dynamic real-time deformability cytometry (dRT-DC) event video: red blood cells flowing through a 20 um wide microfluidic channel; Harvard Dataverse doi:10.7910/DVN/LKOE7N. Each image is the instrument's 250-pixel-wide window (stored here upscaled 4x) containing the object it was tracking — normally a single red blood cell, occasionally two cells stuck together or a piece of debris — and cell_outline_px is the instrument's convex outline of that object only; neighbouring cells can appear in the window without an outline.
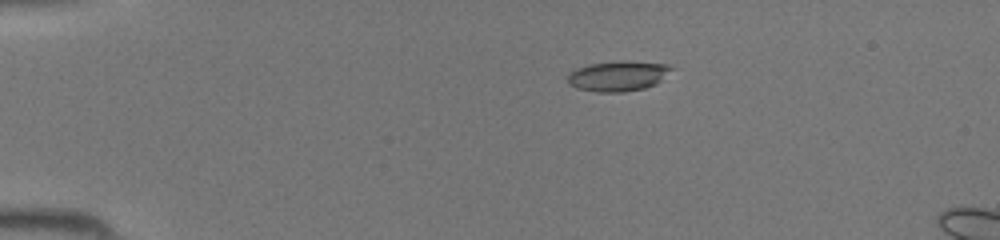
{"species": "common noctule bat (a hibernating species)", "species_latin": "Nyctalus noctula", "temperature_condition": "room temperature", "stored_images_in_passage": 16, "camera_frame_rate_fps": 3000, "um_per_image_px": 0.085, "animal": {"sex": "female", "body_mass_g": 19.5, "forearm_length_mm": 54.1}, "frame": {"image": 1, "passage_image": 10, "time_ms": 3.0, "image_size_px": [1000, 240], "cell_outline_px": [[676, 68], [656, 84], [644, 88], [620, 92], [596, 92], [576, 88], [568, 84], [568, 72], [576, 68], [588, 64], [620, 60], [628, 60], [668, 64]], "centroid_in_image_um": [52.54, 6.44], "position_along_channel_um": 32.5, "area_um2": 18.67}}